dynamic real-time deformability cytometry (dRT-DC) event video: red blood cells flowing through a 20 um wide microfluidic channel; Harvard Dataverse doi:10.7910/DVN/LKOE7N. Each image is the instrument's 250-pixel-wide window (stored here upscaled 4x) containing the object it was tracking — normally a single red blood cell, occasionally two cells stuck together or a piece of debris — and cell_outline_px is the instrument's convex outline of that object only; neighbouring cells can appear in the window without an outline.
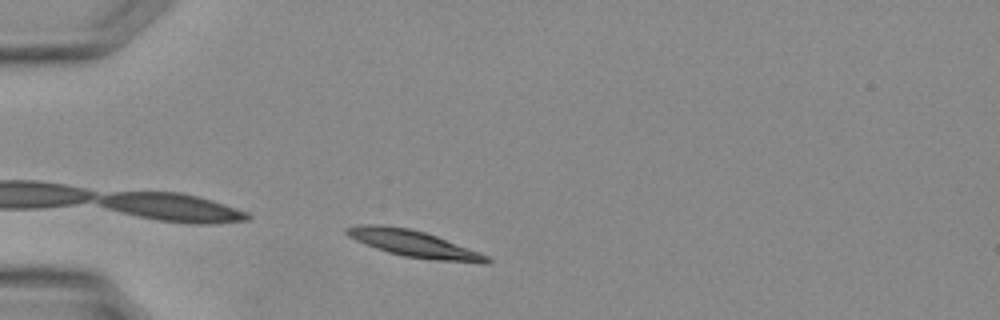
{"species": "Egyptian fruit bat (a non-hibernating species)", "species_latin": "Rousettus aegyptiacus", "temperature_condition": "warm", "stored_images_in_passage": 21, "camera_frame_rate_fps": 3000, "um_per_image_px": 0.085, "animal": {"sex": "female"}, "frame": {"image": 1, "passage_image": 1, "time_ms": 0.0, "image_size_px": [1000, 320], "cell_outline_px": [[492, 260], [488, 264], [484, 264], [436, 260], [404, 256], [388, 252], [376, 248], [356, 240], [348, 236], [344, 232], [344, 228], [360, 224], [380, 224], [408, 228], [424, 232], [436, 236], [480, 252], [488, 256]], "centroid_in_image_um": [35.18, 20.72], "position_along_channel_um": 49.8, "area_um2": 21.73}}
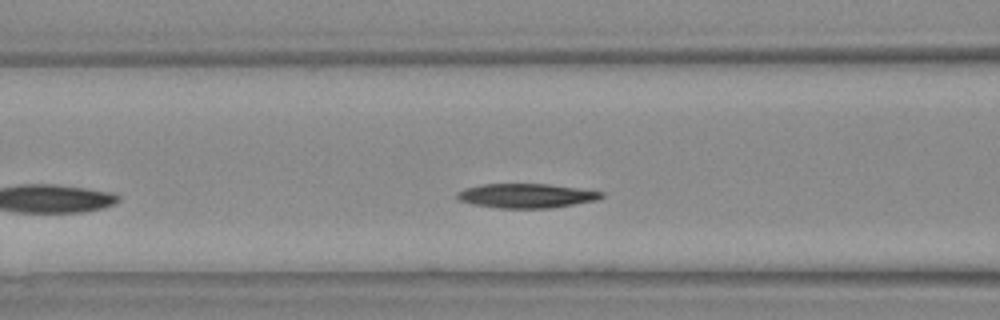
{"frame": {"image": 2, "passage_image": 6, "time_ms": 1.667, "image_size_px": [1000, 320], "cell_outline_px": [[604, 196], [600, 200], [552, 208], [500, 208], [476, 204], [460, 200], [456, 196], [456, 192], [464, 188], [480, 184], [548, 184], [604, 192]], "centroid_in_image_um": [44.77, 16.63], "position_along_channel_um": 121.8, "area_um2": 20.46}}
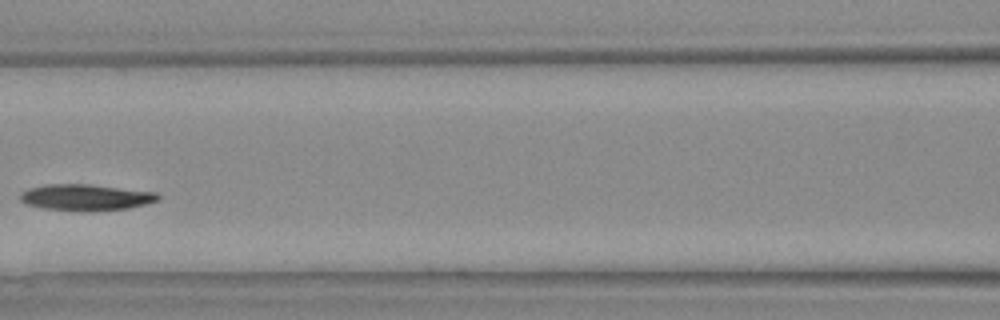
{"frame": {"image": 3, "passage_image": 8, "time_ms": 2.333, "image_size_px": [1000, 320], "cell_outline_px": [[160, 200], [148, 204], [128, 208], [92, 212], [80, 212], [44, 208], [24, 204], [20, 200], [20, 196], [28, 188], [48, 184], [88, 184], [156, 192], [160, 196]], "centroid_in_image_um": [7.32, 16.79], "position_along_channel_um": 159.3, "area_um2": 21.39}}